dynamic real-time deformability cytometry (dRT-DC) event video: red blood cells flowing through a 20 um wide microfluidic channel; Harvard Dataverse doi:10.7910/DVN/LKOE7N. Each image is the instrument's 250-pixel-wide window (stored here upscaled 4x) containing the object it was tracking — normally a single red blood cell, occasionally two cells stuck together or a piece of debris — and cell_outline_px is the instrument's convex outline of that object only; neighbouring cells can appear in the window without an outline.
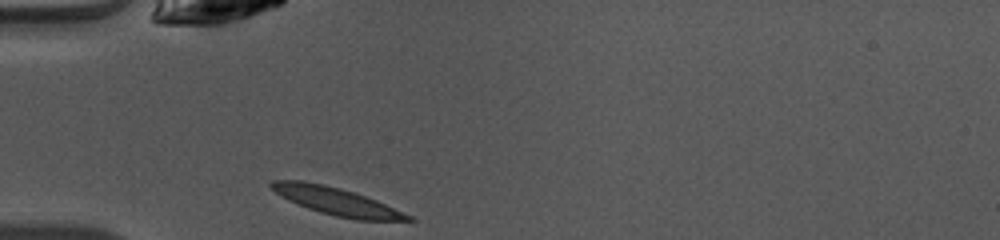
{"species": "common noctule bat (a hibernating species)", "species_latin": "Nyctalus noctula", "temperature_condition": "warm", "stored_images_in_passage": 35, "camera_frame_rate_fps": 3000, "um_per_image_px": 0.085, "animal": {"sex": "female", "body_mass_g": 10.0, "forearm_length_mm": 53.1}, "frame": {"image": 1, "passage_image": 1, "time_ms": 0.0, "image_size_px": [1000, 240], "cell_outline_px": [[416, 220], [356, 220], [336, 216], [320, 212], [308, 208], [288, 200], [276, 192], [268, 184], [272, 180], [304, 180], [324, 184], [340, 188], [376, 200], [412, 216]], "centroid_in_image_um": [28.57, 17.1], "position_along_channel_um": 56.4, "area_um2": 21.62}}
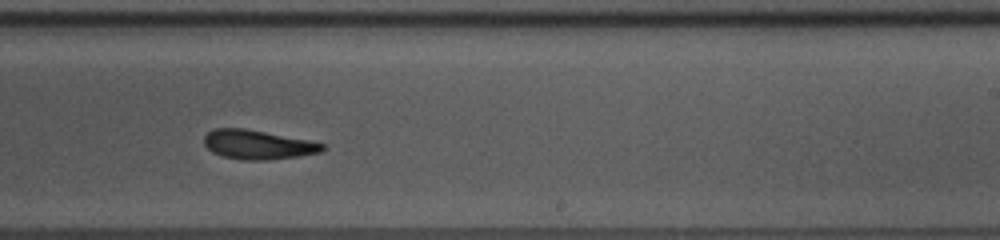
{"frame": {"image": 2, "passage_image": 17, "time_ms": 5.333, "image_size_px": [1000, 240], "cell_outline_px": [[328, 148], [320, 152], [300, 156], [268, 160], [240, 160], [224, 156], [212, 152], [204, 144], [204, 136], [208, 132], [216, 128], [244, 128], [308, 140], [324, 144]], "centroid_in_image_um": [21.92, 12.3], "position_along_channel_um": 267.1, "area_um2": 20.11}}
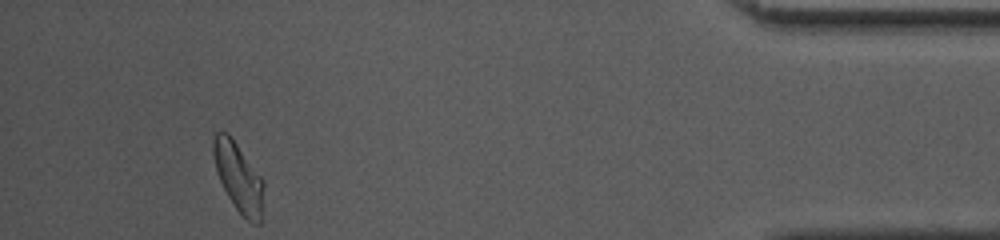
{"frame": {"image": 3, "passage_image": 32, "time_ms": 10.333, "image_size_px": [1000, 240], "cell_outline_px": [[264, 184], [260, 224], [252, 224], [236, 208], [228, 196], [216, 172], [212, 152], [212, 140], [216, 132], [228, 132], [264, 180]], "centroid_in_image_um": [20.26, 15.03], "position_along_channel_um": 414.9, "area_um2": 20.17}, "authors_computed_cell_mechanics": {"area_um2": 20.3456, "velocity_mm_per_s": 4.0792, "shape_relaxation_time_tau1_ms": 3.8913, "shape_relaxation_time_tau2_ms": 4.1126, "deformation_change_tau1": 0.1469, "deformation_change_tau2": 0.1026}}